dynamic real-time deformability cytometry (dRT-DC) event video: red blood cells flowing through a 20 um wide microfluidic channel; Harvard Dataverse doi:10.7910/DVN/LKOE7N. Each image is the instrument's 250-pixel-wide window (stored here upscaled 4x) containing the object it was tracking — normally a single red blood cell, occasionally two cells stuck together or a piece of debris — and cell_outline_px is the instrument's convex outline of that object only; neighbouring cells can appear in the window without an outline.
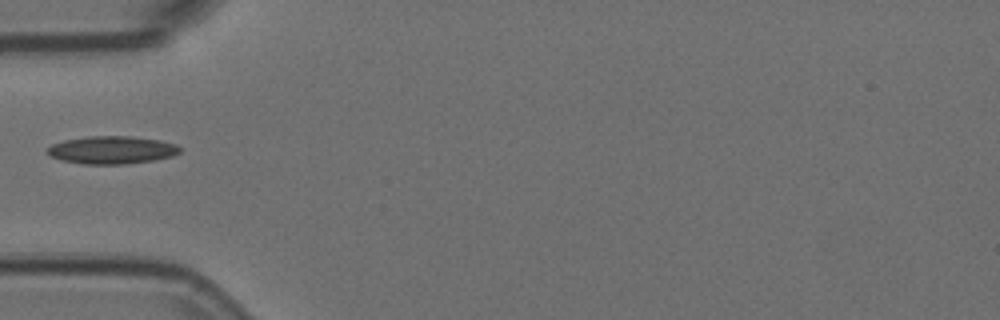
{"species": "Egyptian fruit bat (a non-hibernating species)", "species_latin": "Rousettus aegyptiacus", "temperature_condition": "room temperature", "stored_images_in_passage": 38, "camera_frame_rate_fps": 3000, "um_per_image_px": 0.085, "animal": {"sex": "female"}, "frame": {"image": 1, "passage_image": 1, "time_ms": 0.0, "image_size_px": [1000, 320], "cell_outline_px": [[180, 152], [172, 156], [156, 160], [124, 164], [84, 164], [60, 160], [52, 156], [48, 152], [48, 148], [52, 144], [64, 140], [88, 136], [132, 136], [160, 140], [176, 144], [180, 148]], "centroid_in_image_um": [9.53, 12.74], "position_along_channel_um": 75.5, "area_um2": 21.44}}
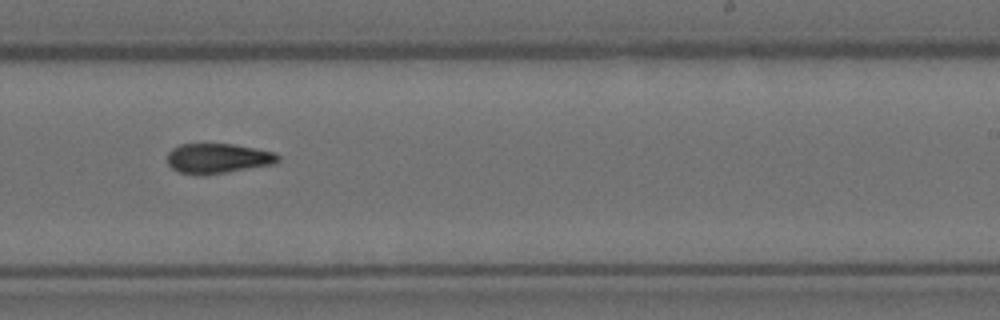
{"frame": {"image": 2, "passage_image": 17, "time_ms": 5.333, "image_size_px": [1000, 320], "cell_outline_px": [[280, 160], [272, 164], [204, 176], [196, 176], [180, 172], [172, 168], [168, 164], [168, 152], [172, 148], [180, 144], [232, 144], [276, 152], [280, 156]], "centroid_in_image_um": [18.5, 13.47], "position_along_channel_um": 270.5, "area_um2": 19.42}}
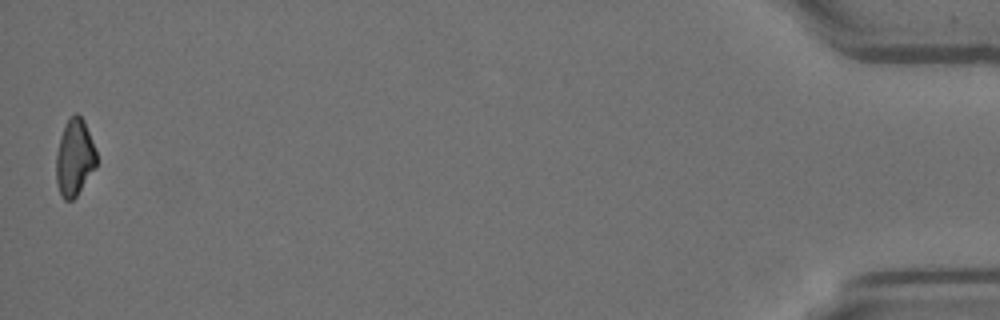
{"frame": {"image": 3, "passage_image": 38, "time_ms": 12.333, "image_size_px": [1000, 320], "cell_outline_px": [[96, 168], [76, 196], [72, 200], [64, 200], [60, 192], [56, 180], [56, 152], [60, 136], [64, 124], [68, 116], [76, 112], [84, 120], [96, 152]], "centroid_in_image_um": [6.32, 13.36], "position_along_channel_um": 428.9, "area_um2": 18.15}}